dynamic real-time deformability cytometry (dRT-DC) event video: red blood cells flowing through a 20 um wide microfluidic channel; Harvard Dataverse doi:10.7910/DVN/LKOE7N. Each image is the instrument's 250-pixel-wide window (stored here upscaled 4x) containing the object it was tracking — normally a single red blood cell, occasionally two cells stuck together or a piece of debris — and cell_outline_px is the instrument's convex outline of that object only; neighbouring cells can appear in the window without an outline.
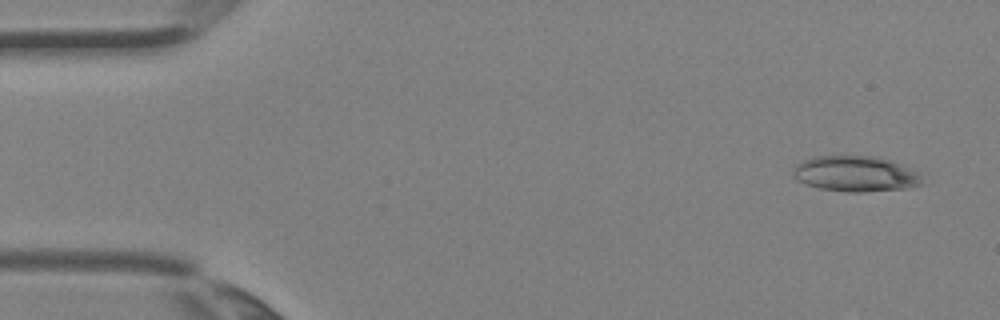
{"species": "Egyptian fruit bat (a non-hibernating species)", "species_latin": "Rousettus aegyptiacus", "temperature_condition": "room temperature", "stored_images_in_passage": 3, "camera_frame_rate_fps": 3000, "um_per_image_px": 0.085, "animal": {"sex": "female"}, "frame": {"image": 1, "passage_image": 1, "time_ms": 0.0, "image_size_px": [1000, 320], "cell_outline_px": [[924, 184], [904, 188], [864, 192], [844, 192], [820, 188], [804, 184], [796, 180], [792, 176], [792, 168], [796, 164], [812, 156], [880, 156], [920, 172]], "centroid_in_image_um": [72.7, 14.77], "position_along_channel_um": 12.3, "area_um2": 27.17}}